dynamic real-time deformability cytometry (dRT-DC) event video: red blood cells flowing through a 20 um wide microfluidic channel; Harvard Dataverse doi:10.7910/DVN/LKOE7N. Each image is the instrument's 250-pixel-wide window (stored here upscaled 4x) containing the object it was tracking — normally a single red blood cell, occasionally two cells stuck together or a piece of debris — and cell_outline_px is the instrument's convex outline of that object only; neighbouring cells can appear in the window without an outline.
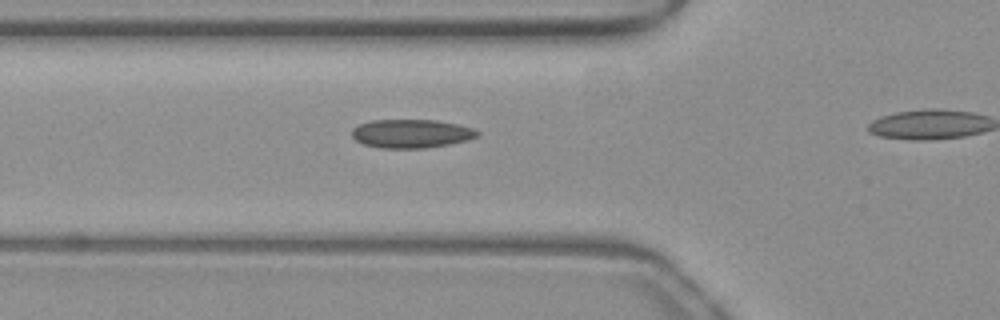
{"species": "common noctule bat (a hibernating species)", "species_latin": "Nyctalus noctula", "temperature_condition": "warm", "stored_images_in_passage": 22, "camera_frame_rate_fps": 3000, "um_per_image_px": 0.085, "animal": {"sex": "female", "body_mass_g": 19.3, "forearm_length_mm": 54.1}, "frame": {"image": 1, "passage_image": 2, "time_ms": 0.333, "image_size_px": [1000, 320], "cell_outline_px": [[480, 136], [468, 140], [448, 144], [424, 148], [380, 148], [364, 144], [356, 140], [352, 136], [352, 128], [360, 124], [372, 120], [436, 120], [460, 124], [476, 128], [480, 132]], "centroid_in_image_um": [35.02, 11.35], "position_along_channel_um": 90.8, "area_um2": 21.1}}
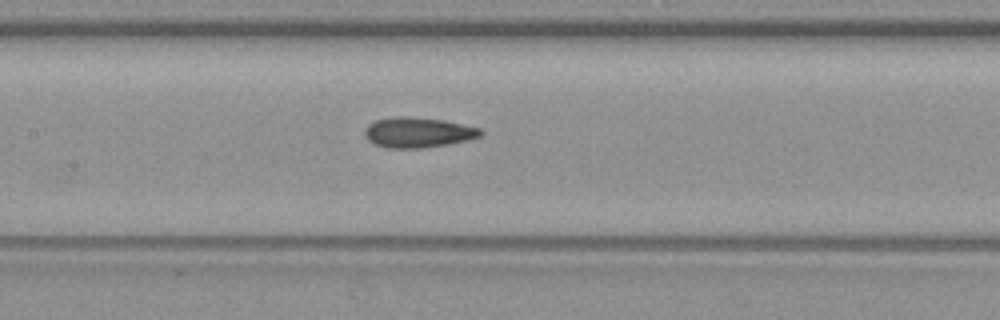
{"frame": {"image": 2, "passage_image": 8, "time_ms": 2.333, "image_size_px": [1000, 320], "cell_outline_px": [[484, 132], [480, 136], [468, 140], [448, 144], [424, 148], [384, 148], [372, 144], [368, 140], [364, 132], [368, 124], [376, 120], [392, 116], [404, 116], [444, 120], [480, 128]], "centroid_in_image_um": [35.5, 11.26], "position_along_channel_um": 171.9, "area_um2": 20.58}}
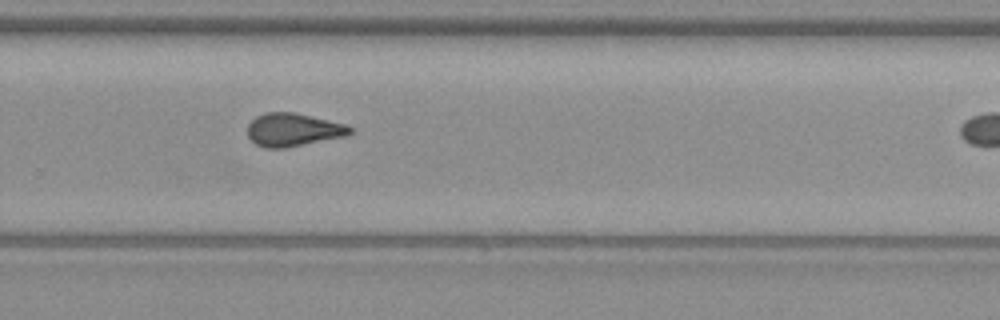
{"frame": {"image": 3, "passage_image": 18, "time_ms": 5.667, "image_size_px": [1000, 320], "cell_outline_px": [[352, 132], [344, 136], [284, 148], [264, 148], [256, 144], [248, 136], [248, 124], [256, 116], [268, 112], [296, 112], [344, 124], [352, 128]], "centroid_in_image_um": [24.88, 11.02], "position_along_channel_um": 304.9, "area_um2": 19.54}}